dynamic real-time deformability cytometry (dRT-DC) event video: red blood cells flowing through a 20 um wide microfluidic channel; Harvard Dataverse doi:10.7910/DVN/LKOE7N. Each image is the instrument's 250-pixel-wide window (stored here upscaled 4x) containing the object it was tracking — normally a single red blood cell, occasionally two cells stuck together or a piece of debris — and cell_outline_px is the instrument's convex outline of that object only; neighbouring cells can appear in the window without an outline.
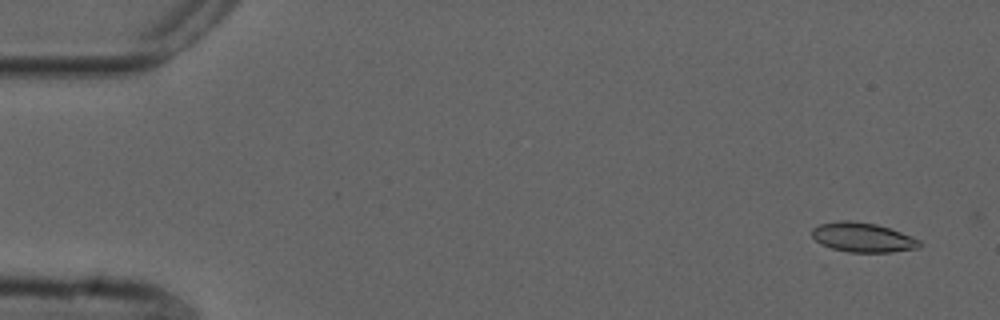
{"species": "common noctule bat (a hibernating species)", "species_latin": "Nyctalus noctula", "temperature_condition": "cold", "stored_images_in_passage": 15, "camera_frame_rate_fps": 3000, "um_per_image_px": 0.085, "animal": {"sex": "male", "forearm_length_mm": 52.5}, "frame": {"image": 1, "passage_image": 3, "time_ms": 0.667, "image_size_px": [1000, 320], "cell_outline_px": [[920, 248], [892, 252], [848, 252], [832, 248], [820, 244], [812, 236], [812, 228], [820, 224], [840, 220], [848, 220], [876, 224], [912, 236], [920, 240]], "centroid_in_image_um": [73.33, 20.18], "position_along_channel_um": 11.7, "area_um2": 18.44}}